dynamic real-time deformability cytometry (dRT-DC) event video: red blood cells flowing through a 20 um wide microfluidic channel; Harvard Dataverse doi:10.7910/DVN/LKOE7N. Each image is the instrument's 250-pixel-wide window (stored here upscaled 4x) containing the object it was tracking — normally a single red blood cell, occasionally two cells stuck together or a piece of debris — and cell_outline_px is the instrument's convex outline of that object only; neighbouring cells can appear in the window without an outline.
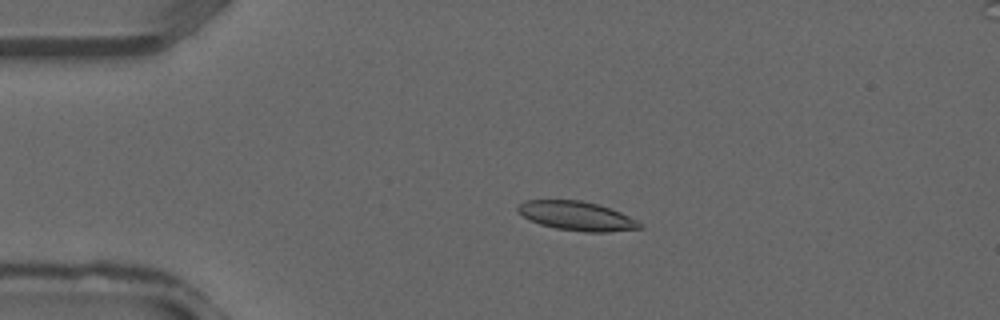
{"species": "common noctule bat (a hibernating species)", "species_latin": "Nyctalus noctula", "temperature_condition": "warm", "stored_images_in_passage": 11, "camera_frame_rate_fps": 3000, "um_per_image_px": 0.085, "animal": {"sex": "male", "forearm_length_mm": 52.5}, "frame": {"image": 1, "passage_image": 2, "time_ms": 0.333, "image_size_px": [1000, 320], "cell_outline_px": [[644, 224], [640, 228], [608, 232], [584, 232], [556, 228], [540, 224], [528, 220], [516, 212], [516, 208], [520, 204], [528, 200], [580, 200], [596, 204], [620, 212]], "centroid_in_image_um": [48.98, 18.36], "position_along_channel_um": 36.0, "area_um2": 20.58}}
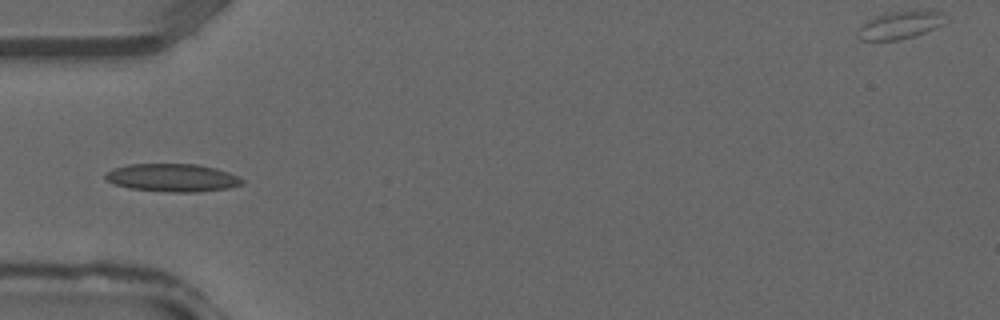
{"frame": {"image": 2, "passage_image": 6, "time_ms": 1.667, "image_size_px": [1000, 320], "cell_outline_px": [[244, 184], [228, 188], [196, 192], [168, 192], [128, 188], [104, 180], [104, 176], [108, 172], [116, 168], [128, 164], [196, 164], [216, 168], [228, 172], [244, 180]], "centroid_in_image_um": [14.66, 15.11], "position_along_channel_um": 70.3, "area_um2": 22.2}}
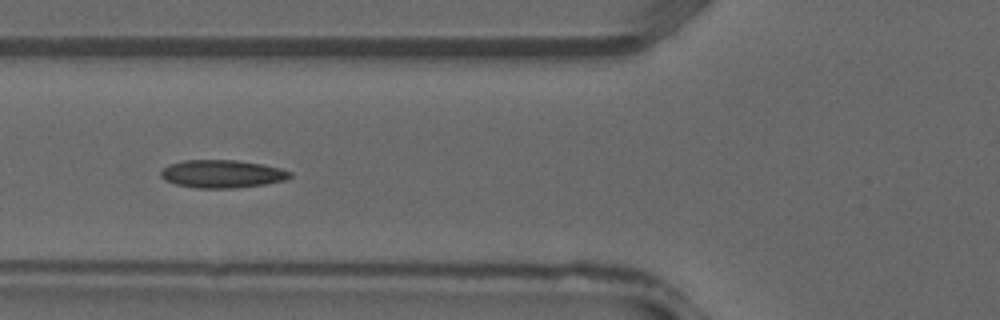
{"frame": {"image": 3, "passage_image": 8, "time_ms": 2.333, "image_size_px": [1000, 320], "cell_outline_px": [[292, 176], [284, 180], [264, 184], [236, 188], [196, 188], [176, 184], [164, 180], [160, 176], [160, 172], [168, 164], [184, 160], [236, 160], [260, 164], [280, 168], [292, 172]], "centroid_in_image_um": [18.85, 14.78], "position_along_channel_um": 107.0, "area_um2": 20.98}}